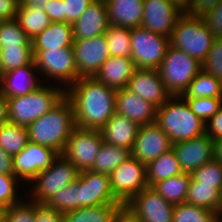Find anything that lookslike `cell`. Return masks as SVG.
<instances>
[{"label": "cell", "instance_id": "f1b7e54d", "mask_svg": "<svg viewBox=\"0 0 222 222\" xmlns=\"http://www.w3.org/2000/svg\"><path fill=\"white\" fill-rule=\"evenodd\" d=\"M15 19L30 40L42 33L51 23L43 9L26 7L21 1Z\"/></svg>", "mask_w": 222, "mask_h": 222}, {"label": "cell", "instance_id": "4dcf8cb0", "mask_svg": "<svg viewBox=\"0 0 222 222\" xmlns=\"http://www.w3.org/2000/svg\"><path fill=\"white\" fill-rule=\"evenodd\" d=\"M129 157H131V150L103 142L90 170L110 175Z\"/></svg>", "mask_w": 222, "mask_h": 222}, {"label": "cell", "instance_id": "9c48e42d", "mask_svg": "<svg viewBox=\"0 0 222 222\" xmlns=\"http://www.w3.org/2000/svg\"><path fill=\"white\" fill-rule=\"evenodd\" d=\"M34 61L39 73L45 78L57 80L69 88L80 77L72 47L53 50H33Z\"/></svg>", "mask_w": 222, "mask_h": 222}, {"label": "cell", "instance_id": "cb8c5ba5", "mask_svg": "<svg viewBox=\"0 0 222 222\" xmlns=\"http://www.w3.org/2000/svg\"><path fill=\"white\" fill-rule=\"evenodd\" d=\"M135 70L131 57L110 56L94 77L107 87L118 90L128 86Z\"/></svg>", "mask_w": 222, "mask_h": 222}, {"label": "cell", "instance_id": "11a10c76", "mask_svg": "<svg viewBox=\"0 0 222 222\" xmlns=\"http://www.w3.org/2000/svg\"><path fill=\"white\" fill-rule=\"evenodd\" d=\"M7 122H9L8 102L3 95H0V127Z\"/></svg>", "mask_w": 222, "mask_h": 222}, {"label": "cell", "instance_id": "6f0895ef", "mask_svg": "<svg viewBox=\"0 0 222 222\" xmlns=\"http://www.w3.org/2000/svg\"><path fill=\"white\" fill-rule=\"evenodd\" d=\"M214 160L222 164V138L214 141Z\"/></svg>", "mask_w": 222, "mask_h": 222}, {"label": "cell", "instance_id": "8d00e7d4", "mask_svg": "<svg viewBox=\"0 0 222 222\" xmlns=\"http://www.w3.org/2000/svg\"><path fill=\"white\" fill-rule=\"evenodd\" d=\"M1 72L30 64L34 61L32 47H4L0 49Z\"/></svg>", "mask_w": 222, "mask_h": 222}, {"label": "cell", "instance_id": "83f0119b", "mask_svg": "<svg viewBox=\"0 0 222 222\" xmlns=\"http://www.w3.org/2000/svg\"><path fill=\"white\" fill-rule=\"evenodd\" d=\"M191 173H181L155 183L152 188L168 203L178 205L186 203Z\"/></svg>", "mask_w": 222, "mask_h": 222}, {"label": "cell", "instance_id": "5b68a950", "mask_svg": "<svg viewBox=\"0 0 222 222\" xmlns=\"http://www.w3.org/2000/svg\"><path fill=\"white\" fill-rule=\"evenodd\" d=\"M214 39V34L203 17H194L184 12L178 19L169 41L170 46L184 51L203 63Z\"/></svg>", "mask_w": 222, "mask_h": 222}, {"label": "cell", "instance_id": "9a60e30c", "mask_svg": "<svg viewBox=\"0 0 222 222\" xmlns=\"http://www.w3.org/2000/svg\"><path fill=\"white\" fill-rule=\"evenodd\" d=\"M79 195L80 208L121 204L112 193L109 175L92 170L79 172Z\"/></svg>", "mask_w": 222, "mask_h": 222}, {"label": "cell", "instance_id": "f35d334b", "mask_svg": "<svg viewBox=\"0 0 222 222\" xmlns=\"http://www.w3.org/2000/svg\"><path fill=\"white\" fill-rule=\"evenodd\" d=\"M217 213L188 203L175 205L172 222H216Z\"/></svg>", "mask_w": 222, "mask_h": 222}, {"label": "cell", "instance_id": "ac0fdd59", "mask_svg": "<svg viewBox=\"0 0 222 222\" xmlns=\"http://www.w3.org/2000/svg\"><path fill=\"white\" fill-rule=\"evenodd\" d=\"M181 170L192 173L214 159V141L207 135L172 144Z\"/></svg>", "mask_w": 222, "mask_h": 222}, {"label": "cell", "instance_id": "ee69618b", "mask_svg": "<svg viewBox=\"0 0 222 222\" xmlns=\"http://www.w3.org/2000/svg\"><path fill=\"white\" fill-rule=\"evenodd\" d=\"M35 201L28 200L7 207V222H34Z\"/></svg>", "mask_w": 222, "mask_h": 222}, {"label": "cell", "instance_id": "816d5d0a", "mask_svg": "<svg viewBox=\"0 0 222 222\" xmlns=\"http://www.w3.org/2000/svg\"><path fill=\"white\" fill-rule=\"evenodd\" d=\"M20 0H0V18L11 20L16 18Z\"/></svg>", "mask_w": 222, "mask_h": 222}, {"label": "cell", "instance_id": "4fadbf2b", "mask_svg": "<svg viewBox=\"0 0 222 222\" xmlns=\"http://www.w3.org/2000/svg\"><path fill=\"white\" fill-rule=\"evenodd\" d=\"M73 52L79 77H94L110 57L105 34L74 40Z\"/></svg>", "mask_w": 222, "mask_h": 222}, {"label": "cell", "instance_id": "ffe728a7", "mask_svg": "<svg viewBox=\"0 0 222 222\" xmlns=\"http://www.w3.org/2000/svg\"><path fill=\"white\" fill-rule=\"evenodd\" d=\"M109 25L105 0H93L72 24L73 40L103 35Z\"/></svg>", "mask_w": 222, "mask_h": 222}, {"label": "cell", "instance_id": "681fc988", "mask_svg": "<svg viewBox=\"0 0 222 222\" xmlns=\"http://www.w3.org/2000/svg\"><path fill=\"white\" fill-rule=\"evenodd\" d=\"M205 134L213 141L222 138V106L218 112L205 123Z\"/></svg>", "mask_w": 222, "mask_h": 222}, {"label": "cell", "instance_id": "7a4b0ae2", "mask_svg": "<svg viewBox=\"0 0 222 222\" xmlns=\"http://www.w3.org/2000/svg\"><path fill=\"white\" fill-rule=\"evenodd\" d=\"M76 127L71 101L65 96L49 112L27 126L29 141L62 154Z\"/></svg>", "mask_w": 222, "mask_h": 222}, {"label": "cell", "instance_id": "6125c7cd", "mask_svg": "<svg viewBox=\"0 0 222 222\" xmlns=\"http://www.w3.org/2000/svg\"><path fill=\"white\" fill-rule=\"evenodd\" d=\"M0 95H2V75H0Z\"/></svg>", "mask_w": 222, "mask_h": 222}, {"label": "cell", "instance_id": "7c38bea8", "mask_svg": "<svg viewBox=\"0 0 222 222\" xmlns=\"http://www.w3.org/2000/svg\"><path fill=\"white\" fill-rule=\"evenodd\" d=\"M60 154L54 149L28 141L26 147L13 157V175L27 185L51 166Z\"/></svg>", "mask_w": 222, "mask_h": 222}, {"label": "cell", "instance_id": "c3c4849f", "mask_svg": "<svg viewBox=\"0 0 222 222\" xmlns=\"http://www.w3.org/2000/svg\"><path fill=\"white\" fill-rule=\"evenodd\" d=\"M221 0H190L185 13L194 17H203L210 12Z\"/></svg>", "mask_w": 222, "mask_h": 222}, {"label": "cell", "instance_id": "30bf717a", "mask_svg": "<svg viewBox=\"0 0 222 222\" xmlns=\"http://www.w3.org/2000/svg\"><path fill=\"white\" fill-rule=\"evenodd\" d=\"M109 177L112 193L122 205L149 187L146 165L132 156L115 168Z\"/></svg>", "mask_w": 222, "mask_h": 222}, {"label": "cell", "instance_id": "7dc6e473", "mask_svg": "<svg viewBox=\"0 0 222 222\" xmlns=\"http://www.w3.org/2000/svg\"><path fill=\"white\" fill-rule=\"evenodd\" d=\"M34 222H63V213L49 207L46 203L35 202Z\"/></svg>", "mask_w": 222, "mask_h": 222}, {"label": "cell", "instance_id": "d6986e66", "mask_svg": "<svg viewBox=\"0 0 222 222\" xmlns=\"http://www.w3.org/2000/svg\"><path fill=\"white\" fill-rule=\"evenodd\" d=\"M127 88L156 108L163 105L171 97L158 70L154 69H136Z\"/></svg>", "mask_w": 222, "mask_h": 222}, {"label": "cell", "instance_id": "603a6c76", "mask_svg": "<svg viewBox=\"0 0 222 222\" xmlns=\"http://www.w3.org/2000/svg\"><path fill=\"white\" fill-rule=\"evenodd\" d=\"M140 125L117 112L100 129L103 141L132 150Z\"/></svg>", "mask_w": 222, "mask_h": 222}, {"label": "cell", "instance_id": "91938a15", "mask_svg": "<svg viewBox=\"0 0 222 222\" xmlns=\"http://www.w3.org/2000/svg\"><path fill=\"white\" fill-rule=\"evenodd\" d=\"M0 222H7V207L0 206Z\"/></svg>", "mask_w": 222, "mask_h": 222}, {"label": "cell", "instance_id": "8992f818", "mask_svg": "<svg viewBox=\"0 0 222 222\" xmlns=\"http://www.w3.org/2000/svg\"><path fill=\"white\" fill-rule=\"evenodd\" d=\"M202 70V63L184 51L169 46L158 72L171 96H182L190 82Z\"/></svg>", "mask_w": 222, "mask_h": 222}, {"label": "cell", "instance_id": "db71d44e", "mask_svg": "<svg viewBox=\"0 0 222 222\" xmlns=\"http://www.w3.org/2000/svg\"><path fill=\"white\" fill-rule=\"evenodd\" d=\"M13 157L0 148V173L13 174Z\"/></svg>", "mask_w": 222, "mask_h": 222}, {"label": "cell", "instance_id": "836d02e7", "mask_svg": "<svg viewBox=\"0 0 222 222\" xmlns=\"http://www.w3.org/2000/svg\"><path fill=\"white\" fill-rule=\"evenodd\" d=\"M28 141L26 126L7 122L0 127V148L12 157L20 153Z\"/></svg>", "mask_w": 222, "mask_h": 222}, {"label": "cell", "instance_id": "277c9868", "mask_svg": "<svg viewBox=\"0 0 222 222\" xmlns=\"http://www.w3.org/2000/svg\"><path fill=\"white\" fill-rule=\"evenodd\" d=\"M64 97V87L42 84L29 94L9 98L7 99L9 122L27 127L49 112Z\"/></svg>", "mask_w": 222, "mask_h": 222}, {"label": "cell", "instance_id": "e575fe53", "mask_svg": "<svg viewBox=\"0 0 222 222\" xmlns=\"http://www.w3.org/2000/svg\"><path fill=\"white\" fill-rule=\"evenodd\" d=\"M105 37L110 56L131 57V29L109 25Z\"/></svg>", "mask_w": 222, "mask_h": 222}, {"label": "cell", "instance_id": "d6a6232c", "mask_svg": "<svg viewBox=\"0 0 222 222\" xmlns=\"http://www.w3.org/2000/svg\"><path fill=\"white\" fill-rule=\"evenodd\" d=\"M122 204H103L81 207L63 213V222H111L115 211Z\"/></svg>", "mask_w": 222, "mask_h": 222}, {"label": "cell", "instance_id": "e7e4bbea", "mask_svg": "<svg viewBox=\"0 0 222 222\" xmlns=\"http://www.w3.org/2000/svg\"><path fill=\"white\" fill-rule=\"evenodd\" d=\"M0 75H2V72H1V57H0Z\"/></svg>", "mask_w": 222, "mask_h": 222}, {"label": "cell", "instance_id": "74e56055", "mask_svg": "<svg viewBox=\"0 0 222 222\" xmlns=\"http://www.w3.org/2000/svg\"><path fill=\"white\" fill-rule=\"evenodd\" d=\"M4 47H32L16 19L3 20L0 24V49Z\"/></svg>", "mask_w": 222, "mask_h": 222}, {"label": "cell", "instance_id": "5bb4252c", "mask_svg": "<svg viewBox=\"0 0 222 222\" xmlns=\"http://www.w3.org/2000/svg\"><path fill=\"white\" fill-rule=\"evenodd\" d=\"M140 222H172L175 205L168 203L152 187L143 189L127 204Z\"/></svg>", "mask_w": 222, "mask_h": 222}, {"label": "cell", "instance_id": "f6af8a7d", "mask_svg": "<svg viewBox=\"0 0 222 222\" xmlns=\"http://www.w3.org/2000/svg\"><path fill=\"white\" fill-rule=\"evenodd\" d=\"M93 0H64V22L73 24Z\"/></svg>", "mask_w": 222, "mask_h": 222}, {"label": "cell", "instance_id": "4316f807", "mask_svg": "<svg viewBox=\"0 0 222 222\" xmlns=\"http://www.w3.org/2000/svg\"><path fill=\"white\" fill-rule=\"evenodd\" d=\"M147 183L152 187L155 183L183 173L173 148L164 152L146 165Z\"/></svg>", "mask_w": 222, "mask_h": 222}, {"label": "cell", "instance_id": "be15d7a7", "mask_svg": "<svg viewBox=\"0 0 222 222\" xmlns=\"http://www.w3.org/2000/svg\"><path fill=\"white\" fill-rule=\"evenodd\" d=\"M216 222H222V217H217Z\"/></svg>", "mask_w": 222, "mask_h": 222}, {"label": "cell", "instance_id": "d4e9b609", "mask_svg": "<svg viewBox=\"0 0 222 222\" xmlns=\"http://www.w3.org/2000/svg\"><path fill=\"white\" fill-rule=\"evenodd\" d=\"M110 25L133 29L141 26L144 0H105Z\"/></svg>", "mask_w": 222, "mask_h": 222}, {"label": "cell", "instance_id": "60d3db41", "mask_svg": "<svg viewBox=\"0 0 222 222\" xmlns=\"http://www.w3.org/2000/svg\"><path fill=\"white\" fill-rule=\"evenodd\" d=\"M190 105L192 112L204 123L211 119L222 106V98H184Z\"/></svg>", "mask_w": 222, "mask_h": 222}, {"label": "cell", "instance_id": "52a82bcc", "mask_svg": "<svg viewBox=\"0 0 222 222\" xmlns=\"http://www.w3.org/2000/svg\"><path fill=\"white\" fill-rule=\"evenodd\" d=\"M76 166L60 154L46 170L40 172L30 183L28 199L46 203L56 192L77 179ZM34 183V184H33ZM31 196V197H30Z\"/></svg>", "mask_w": 222, "mask_h": 222}, {"label": "cell", "instance_id": "44dd1931", "mask_svg": "<svg viewBox=\"0 0 222 222\" xmlns=\"http://www.w3.org/2000/svg\"><path fill=\"white\" fill-rule=\"evenodd\" d=\"M36 74H33L35 73ZM35 61L25 66L2 73V95L6 98L19 97L31 93L42 85L37 77Z\"/></svg>", "mask_w": 222, "mask_h": 222}, {"label": "cell", "instance_id": "b9f144b4", "mask_svg": "<svg viewBox=\"0 0 222 222\" xmlns=\"http://www.w3.org/2000/svg\"><path fill=\"white\" fill-rule=\"evenodd\" d=\"M19 184L20 180L13 174L0 173V206L10 207L21 201L17 191Z\"/></svg>", "mask_w": 222, "mask_h": 222}, {"label": "cell", "instance_id": "ab89813d", "mask_svg": "<svg viewBox=\"0 0 222 222\" xmlns=\"http://www.w3.org/2000/svg\"><path fill=\"white\" fill-rule=\"evenodd\" d=\"M191 178L201 184L215 185L222 192V164L214 159L194 170Z\"/></svg>", "mask_w": 222, "mask_h": 222}, {"label": "cell", "instance_id": "d590c367", "mask_svg": "<svg viewBox=\"0 0 222 222\" xmlns=\"http://www.w3.org/2000/svg\"><path fill=\"white\" fill-rule=\"evenodd\" d=\"M46 204L61 213L80 208L79 174L74 182L56 192Z\"/></svg>", "mask_w": 222, "mask_h": 222}, {"label": "cell", "instance_id": "2e32d148", "mask_svg": "<svg viewBox=\"0 0 222 222\" xmlns=\"http://www.w3.org/2000/svg\"><path fill=\"white\" fill-rule=\"evenodd\" d=\"M182 11L169 0H144V14L141 26L170 38Z\"/></svg>", "mask_w": 222, "mask_h": 222}, {"label": "cell", "instance_id": "94428289", "mask_svg": "<svg viewBox=\"0 0 222 222\" xmlns=\"http://www.w3.org/2000/svg\"><path fill=\"white\" fill-rule=\"evenodd\" d=\"M217 217H222V196H221V204H220L219 210L217 212Z\"/></svg>", "mask_w": 222, "mask_h": 222}, {"label": "cell", "instance_id": "e0dca14e", "mask_svg": "<svg viewBox=\"0 0 222 222\" xmlns=\"http://www.w3.org/2000/svg\"><path fill=\"white\" fill-rule=\"evenodd\" d=\"M171 148L168 135L154 122L140 126L131 156L147 165Z\"/></svg>", "mask_w": 222, "mask_h": 222}, {"label": "cell", "instance_id": "f5cc1de1", "mask_svg": "<svg viewBox=\"0 0 222 222\" xmlns=\"http://www.w3.org/2000/svg\"><path fill=\"white\" fill-rule=\"evenodd\" d=\"M111 222H140V220L131 209L124 204L115 211Z\"/></svg>", "mask_w": 222, "mask_h": 222}, {"label": "cell", "instance_id": "6da1fadb", "mask_svg": "<svg viewBox=\"0 0 222 222\" xmlns=\"http://www.w3.org/2000/svg\"><path fill=\"white\" fill-rule=\"evenodd\" d=\"M65 96L71 101L75 125L79 128L100 130L116 112V90L95 77H81Z\"/></svg>", "mask_w": 222, "mask_h": 222}, {"label": "cell", "instance_id": "bcb514c9", "mask_svg": "<svg viewBox=\"0 0 222 222\" xmlns=\"http://www.w3.org/2000/svg\"><path fill=\"white\" fill-rule=\"evenodd\" d=\"M203 18L214 37L222 38V0Z\"/></svg>", "mask_w": 222, "mask_h": 222}, {"label": "cell", "instance_id": "1f68e13d", "mask_svg": "<svg viewBox=\"0 0 222 222\" xmlns=\"http://www.w3.org/2000/svg\"><path fill=\"white\" fill-rule=\"evenodd\" d=\"M182 97L222 98V82L202 69L190 82Z\"/></svg>", "mask_w": 222, "mask_h": 222}, {"label": "cell", "instance_id": "ba28073f", "mask_svg": "<svg viewBox=\"0 0 222 222\" xmlns=\"http://www.w3.org/2000/svg\"><path fill=\"white\" fill-rule=\"evenodd\" d=\"M169 46L166 36L142 26L131 29V58L136 69L158 70Z\"/></svg>", "mask_w": 222, "mask_h": 222}, {"label": "cell", "instance_id": "7bdbcfd3", "mask_svg": "<svg viewBox=\"0 0 222 222\" xmlns=\"http://www.w3.org/2000/svg\"><path fill=\"white\" fill-rule=\"evenodd\" d=\"M202 69L222 82V38H215Z\"/></svg>", "mask_w": 222, "mask_h": 222}, {"label": "cell", "instance_id": "f907efd6", "mask_svg": "<svg viewBox=\"0 0 222 222\" xmlns=\"http://www.w3.org/2000/svg\"><path fill=\"white\" fill-rule=\"evenodd\" d=\"M64 0H50L44 11L51 22H64Z\"/></svg>", "mask_w": 222, "mask_h": 222}, {"label": "cell", "instance_id": "9f6ffc18", "mask_svg": "<svg viewBox=\"0 0 222 222\" xmlns=\"http://www.w3.org/2000/svg\"><path fill=\"white\" fill-rule=\"evenodd\" d=\"M26 7L41 8L47 6L50 0H20Z\"/></svg>", "mask_w": 222, "mask_h": 222}, {"label": "cell", "instance_id": "7402d4cb", "mask_svg": "<svg viewBox=\"0 0 222 222\" xmlns=\"http://www.w3.org/2000/svg\"><path fill=\"white\" fill-rule=\"evenodd\" d=\"M116 112L141 126L155 122L156 107L125 87L116 90Z\"/></svg>", "mask_w": 222, "mask_h": 222}, {"label": "cell", "instance_id": "8fae6325", "mask_svg": "<svg viewBox=\"0 0 222 222\" xmlns=\"http://www.w3.org/2000/svg\"><path fill=\"white\" fill-rule=\"evenodd\" d=\"M100 130L75 127L62 155L71 161L79 172L90 170L103 144Z\"/></svg>", "mask_w": 222, "mask_h": 222}, {"label": "cell", "instance_id": "3957f363", "mask_svg": "<svg viewBox=\"0 0 222 222\" xmlns=\"http://www.w3.org/2000/svg\"><path fill=\"white\" fill-rule=\"evenodd\" d=\"M155 123L168 135L172 144L205 134V123L192 112L182 96H171L156 108Z\"/></svg>", "mask_w": 222, "mask_h": 222}, {"label": "cell", "instance_id": "680465c9", "mask_svg": "<svg viewBox=\"0 0 222 222\" xmlns=\"http://www.w3.org/2000/svg\"><path fill=\"white\" fill-rule=\"evenodd\" d=\"M171 3L175 4L182 11L186 12L190 3V0H169Z\"/></svg>", "mask_w": 222, "mask_h": 222}, {"label": "cell", "instance_id": "f546056e", "mask_svg": "<svg viewBox=\"0 0 222 222\" xmlns=\"http://www.w3.org/2000/svg\"><path fill=\"white\" fill-rule=\"evenodd\" d=\"M222 192L215 185L201 184L191 178L186 203L218 212Z\"/></svg>", "mask_w": 222, "mask_h": 222}, {"label": "cell", "instance_id": "484cf974", "mask_svg": "<svg viewBox=\"0 0 222 222\" xmlns=\"http://www.w3.org/2000/svg\"><path fill=\"white\" fill-rule=\"evenodd\" d=\"M72 25L66 22H51L46 29L31 40L32 50H53L72 47Z\"/></svg>", "mask_w": 222, "mask_h": 222}]
</instances>
